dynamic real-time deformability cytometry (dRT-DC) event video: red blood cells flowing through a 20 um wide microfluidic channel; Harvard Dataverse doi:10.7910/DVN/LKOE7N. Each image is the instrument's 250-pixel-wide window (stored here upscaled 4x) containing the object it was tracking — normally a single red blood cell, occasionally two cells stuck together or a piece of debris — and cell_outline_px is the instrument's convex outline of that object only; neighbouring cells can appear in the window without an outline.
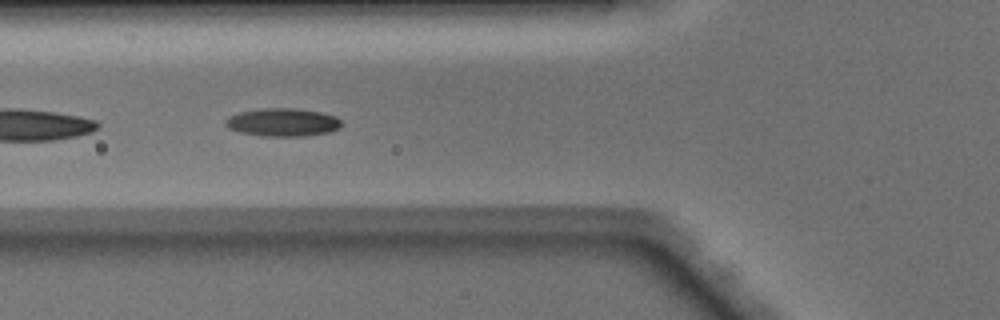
{"species": "Egyptian fruit bat (a non-hibernating species)", "species_latin": "Rousettus aegyptiacus", "temperature_condition": "warm", "stored_images_in_passage": 23, "segment_of_instrument_passage": [2, 2], "camera_frame_rate_fps": 3000, "um_per_image_px": 0.085, "animal": {"sex": "male"}, "frame": {"image": 1, "passage_image": 18, "time_ms": 5.667, "image_size_px": [1000, 320], "cell_outline_px": [[344, 124], [340, 128], [328, 132], [304, 136], [264, 136], [240, 132], [228, 128], [224, 124], [224, 120], [240, 112], [260, 108], [292, 108], [320, 112], [336, 116]], "centroid_in_image_um": [24.05, 10.39], "position_along_channel_um": 101.8, "area_um2": 18.96}}
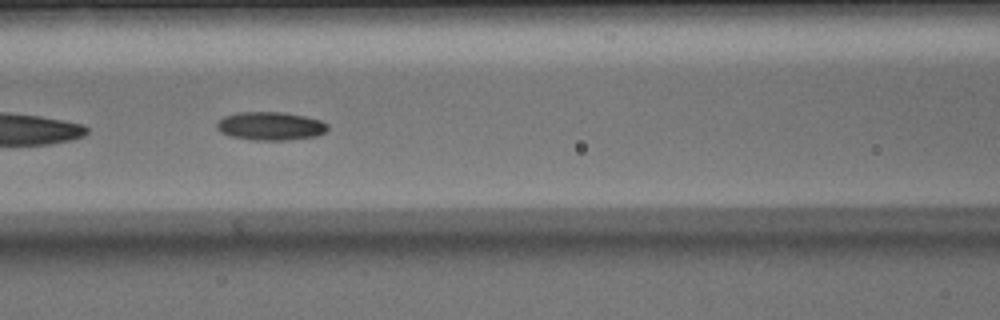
{"frame": {"image": 2, "passage_image": 21, "time_ms": 6.667, "image_size_px": [1000, 320], "cell_outline_px": [[328, 128], [324, 132], [316, 136], [288, 140], [252, 140], [228, 136], [220, 132], [216, 128], [216, 124], [224, 116], [236, 112], [284, 112], [304, 116], [320, 120], [328, 124]], "centroid_in_image_um": [22.96, 10.71], "position_along_channel_um": 143.6, "area_um2": 18.44}}